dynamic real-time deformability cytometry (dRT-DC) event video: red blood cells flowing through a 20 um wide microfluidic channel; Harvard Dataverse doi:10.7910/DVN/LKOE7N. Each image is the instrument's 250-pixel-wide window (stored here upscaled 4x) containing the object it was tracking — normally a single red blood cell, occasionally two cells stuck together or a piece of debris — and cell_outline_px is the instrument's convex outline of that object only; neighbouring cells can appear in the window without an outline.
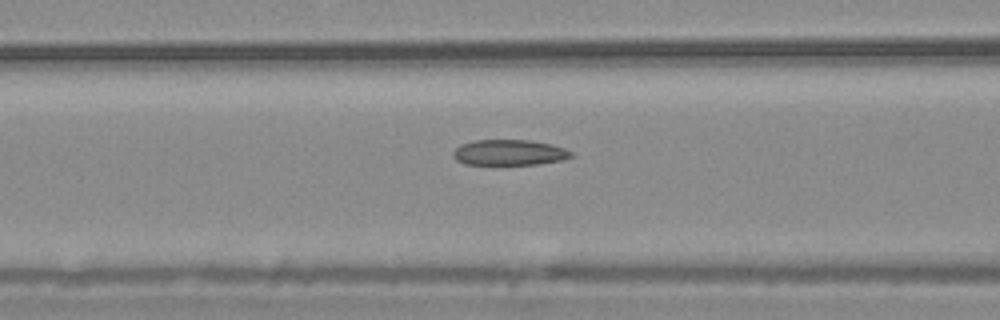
{"species": "common noctule bat (a hibernating species)", "species_latin": "Nyctalus noctula", "temperature_condition": "warm", "stored_images_in_passage": 44, "camera_frame_rate_fps": 3000, "um_per_image_px": 0.085, "animal": {"sex": "male", "body_mass_g": 20.4}, "frame": {"image": 1, "passage_image": 21, "time_ms": 6.667, "image_size_px": [1000, 320], "cell_outline_px": [[572, 156], [564, 160], [540, 164], [464, 164], [456, 160], [452, 156], [452, 152], [460, 144], [476, 140], [528, 140], [552, 144], [564, 148], [572, 152]], "centroid_in_image_um": [43.28, 12.96], "position_along_channel_um": 123.3, "area_um2": 17.69}}
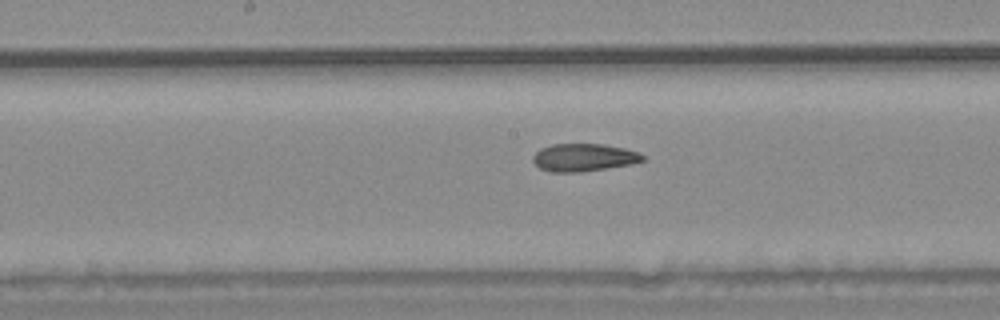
{"frame": {"image": 2, "passage_image": 27, "time_ms": 8.667, "image_size_px": [1000, 320], "cell_outline_px": [[644, 160], [632, 164], [580, 172], [548, 172], [540, 168], [532, 160], [532, 156], [540, 148], [552, 144], [604, 144], [624, 148], [640, 152], [644, 156]], "centroid_in_image_um": [49.61, 13.38], "position_along_channel_um": 198.6, "area_um2": 17.8}}
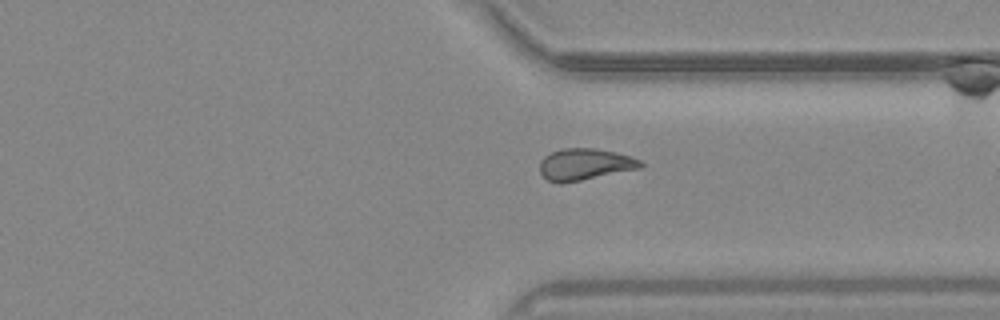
{"frame": {"image": 3, "passage_image": 40, "time_ms": 13.0, "image_size_px": [1000, 320], "cell_outline_px": [[644, 164], [640, 168], [560, 184], [556, 184], [548, 180], [540, 172], [540, 160], [544, 156], [552, 152], [564, 148], [592, 148], [616, 152], [632, 156], [640, 160]], "centroid_in_image_um": [49.7, 13.96], "position_along_channel_um": 361.7, "area_um2": 18.5}}